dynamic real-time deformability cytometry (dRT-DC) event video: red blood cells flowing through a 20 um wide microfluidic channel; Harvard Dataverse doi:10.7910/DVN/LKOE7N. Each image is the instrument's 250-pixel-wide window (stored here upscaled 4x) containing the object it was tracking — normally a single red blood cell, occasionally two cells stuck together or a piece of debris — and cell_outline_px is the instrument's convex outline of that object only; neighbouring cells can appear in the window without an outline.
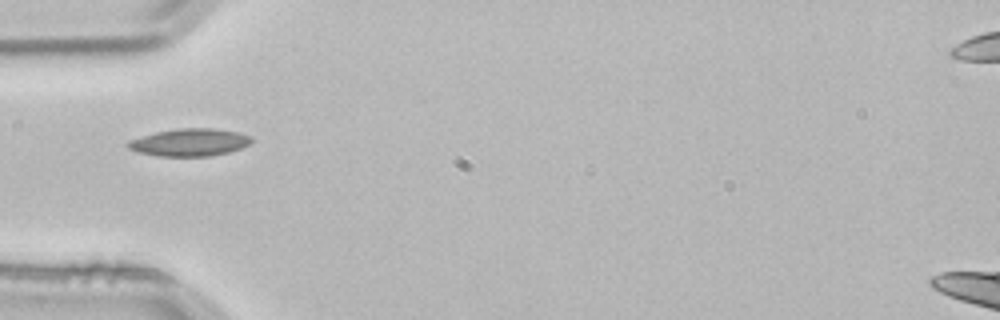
{"species": "common noctule bat (a hibernating species)", "species_latin": "Nyctalus noctula", "temperature_condition": "room temperature", "stored_images_in_passage": 1, "camera_frame_rate_fps": 3000, "um_per_image_px": 0.085, "animal": {"sex": "male", "body_mass_g": 21.5, "forearm_length_mm": 52.0}, "frame": {"image": 1, "passage_image": 1, "time_ms": 0.0, "image_size_px": [1000, 320], "cell_outline_px": [[252, 140], [248, 144], [240, 148], [228, 152], [212, 156], [156, 156], [140, 152], [128, 148], [124, 144], [128, 140], [140, 136], [156, 132], [176, 128], [216, 128], [240, 132], [252, 136]], "centroid_in_image_um": [16.1, 12.09], "position_along_channel_um": 68.9, "area_um2": 20.0}}